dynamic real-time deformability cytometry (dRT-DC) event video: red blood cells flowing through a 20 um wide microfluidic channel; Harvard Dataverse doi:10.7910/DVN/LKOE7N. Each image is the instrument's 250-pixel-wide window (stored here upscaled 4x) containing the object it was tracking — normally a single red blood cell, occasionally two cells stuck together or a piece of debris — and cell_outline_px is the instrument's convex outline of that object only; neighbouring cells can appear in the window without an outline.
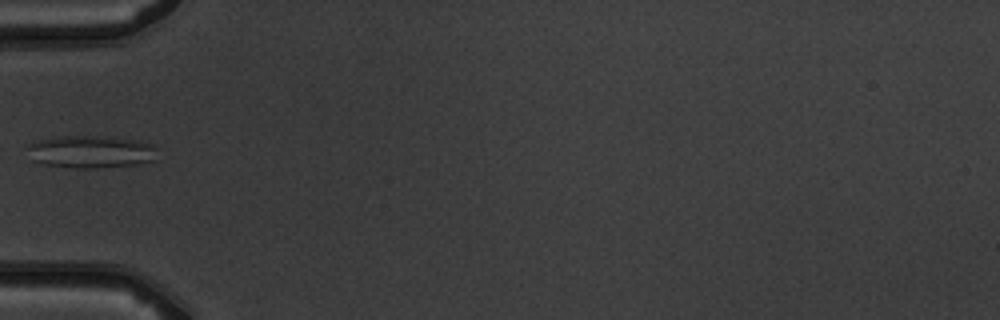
{"species": "common noctule bat (a hibernating species)", "species_latin": "Nyctalus noctula", "temperature_condition": "warm", "stored_images_in_passage": 1, "camera_frame_rate_fps": 3000, "um_per_image_px": 0.085, "animal": {"sex": "male", "body_mass_g": 19.5, "forearm_length_mm": 54.6}, "frame": {"image": 1, "passage_image": 1, "time_ms": 0.0, "image_size_px": [1000, 320], "cell_outline_px": [[156, 160], [136, 164], [96, 168], [72, 168], [44, 164], [32, 160], [28, 148], [28, 144], [36, 140], [64, 136], [92, 136], [136, 140], [152, 144]], "centroid_in_image_um": [7.68, 12.91], "position_along_channel_um": 77.3, "area_um2": 24.28}}